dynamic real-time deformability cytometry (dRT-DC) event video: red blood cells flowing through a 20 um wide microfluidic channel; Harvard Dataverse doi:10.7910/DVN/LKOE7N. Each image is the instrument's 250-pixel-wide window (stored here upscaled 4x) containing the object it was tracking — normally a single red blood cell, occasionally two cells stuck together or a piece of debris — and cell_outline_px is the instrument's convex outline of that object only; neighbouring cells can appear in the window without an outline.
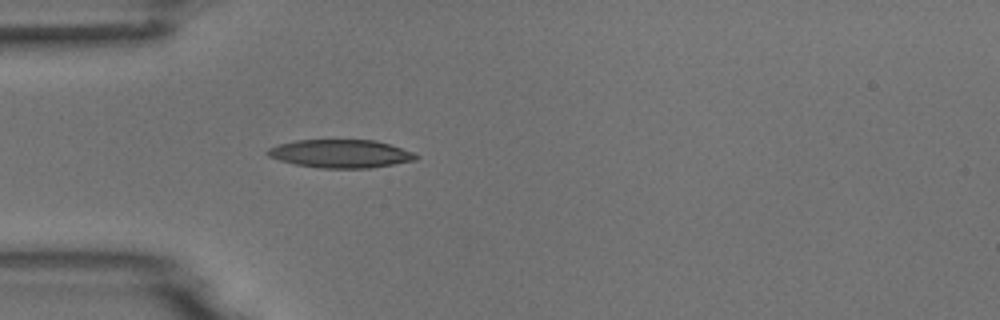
{"species": "common noctule bat (a hibernating species)", "species_latin": "Nyctalus noctula", "temperature_condition": "room temperature", "stored_images_in_passage": 2, "camera_frame_rate_fps": 3000, "um_per_image_px": 0.085, "animal": {"sex": "male", "body_mass_g": 18.8}, "frame": {"image": 1, "passage_image": 2, "time_ms": 1.0, "image_size_px": [1000, 320], "cell_outline_px": [[420, 156], [416, 160], [372, 168], [320, 168], [296, 164], [280, 160], [268, 156], [264, 152], [268, 148], [280, 144], [296, 140], [376, 140], [416, 152]], "centroid_in_image_um": [29.0, 13.06], "position_along_channel_um": 56.0, "area_um2": 24.51}}